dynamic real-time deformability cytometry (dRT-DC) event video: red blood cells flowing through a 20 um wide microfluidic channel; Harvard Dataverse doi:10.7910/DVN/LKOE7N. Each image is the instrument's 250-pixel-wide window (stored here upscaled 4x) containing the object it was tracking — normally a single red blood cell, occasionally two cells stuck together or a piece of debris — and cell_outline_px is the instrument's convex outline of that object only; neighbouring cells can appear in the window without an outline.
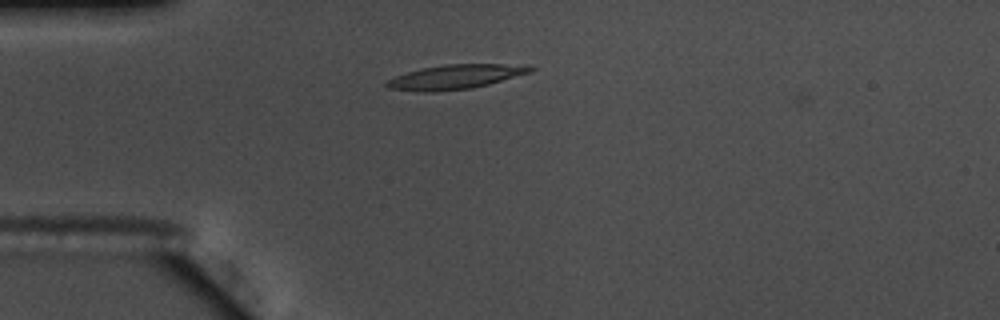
{"species": "common noctule bat (a hibernating species)", "species_latin": "Nyctalus noctula", "temperature_condition": "warm", "stored_images_in_passage": 4, "camera_frame_rate_fps": 3000, "um_per_image_px": 0.085, "animal": {"sex": "male", "body_mass_g": 17.5, "forearm_length_mm": 52.3}, "frame": {"image": 1, "passage_image": 2, "time_ms": 0.333, "image_size_px": [1000, 320], "cell_outline_px": [[536, 68], [532, 72], [488, 84], [472, 88], [432, 92], [424, 92], [388, 88], [384, 84], [388, 80], [396, 76], [408, 72], [424, 68], [444, 64], [528, 64]], "centroid_in_image_um": [38.78, 6.52], "position_along_channel_um": 46.2, "area_um2": 20.4}}